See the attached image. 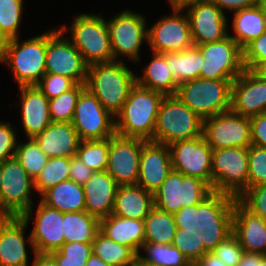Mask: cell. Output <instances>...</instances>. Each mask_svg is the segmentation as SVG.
<instances>
[{
    "instance_id": "cell-1",
    "label": "cell",
    "mask_w": 266,
    "mask_h": 266,
    "mask_svg": "<svg viewBox=\"0 0 266 266\" xmlns=\"http://www.w3.org/2000/svg\"><path fill=\"white\" fill-rule=\"evenodd\" d=\"M165 95L135 84L122 110L115 116L116 134L152 141L160 104Z\"/></svg>"
},
{
    "instance_id": "cell-2",
    "label": "cell",
    "mask_w": 266,
    "mask_h": 266,
    "mask_svg": "<svg viewBox=\"0 0 266 266\" xmlns=\"http://www.w3.org/2000/svg\"><path fill=\"white\" fill-rule=\"evenodd\" d=\"M135 76L123 59L98 63L87 67L85 86L115 117L136 84Z\"/></svg>"
},
{
    "instance_id": "cell-3",
    "label": "cell",
    "mask_w": 266,
    "mask_h": 266,
    "mask_svg": "<svg viewBox=\"0 0 266 266\" xmlns=\"http://www.w3.org/2000/svg\"><path fill=\"white\" fill-rule=\"evenodd\" d=\"M72 26H60L65 34L68 30L71 37L67 38L81 53L87 66L114 61L107 22L103 16L82 13L75 15Z\"/></svg>"
},
{
    "instance_id": "cell-4",
    "label": "cell",
    "mask_w": 266,
    "mask_h": 266,
    "mask_svg": "<svg viewBox=\"0 0 266 266\" xmlns=\"http://www.w3.org/2000/svg\"><path fill=\"white\" fill-rule=\"evenodd\" d=\"M47 32L20 42L10 39L0 62L14 74L17 86L37 85L46 73Z\"/></svg>"
},
{
    "instance_id": "cell-5",
    "label": "cell",
    "mask_w": 266,
    "mask_h": 266,
    "mask_svg": "<svg viewBox=\"0 0 266 266\" xmlns=\"http://www.w3.org/2000/svg\"><path fill=\"white\" fill-rule=\"evenodd\" d=\"M202 129L203 119L176 95H169L160 104L152 141L169 146L202 136Z\"/></svg>"
},
{
    "instance_id": "cell-6",
    "label": "cell",
    "mask_w": 266,
    "mask_h": 266,
    "mask_svg": "<svg viewBox=\"0 0 266 266\" xmlns=\"http://www.w3.org/2000/svg\"><path fill=\"white\" fill-rule=\"evenodd\" d=\"M232 83L228 79L197 78L179 84L176 96L205 119L231 110Z\"/></svg>"
},
{
    "instance_id": "cell-7",
    "label": "cell",
    "mask_w": 266,
    "mask_h": 266,
    "mask_svg": "<svg viewBox=\"0 0 266 266\" xmlns=\"http://www.w3.org/2000/svg\"><path fill=\"white\" fill-rule=\"evenodd\" d=\"M235 200L231 195L212 191L197 204L195 226L202 232L201 240L209 252L232 234Z\"/></svg>"
},
{
    "instance_id": "cell-8",
    "label": "cell",
    "mask_w": 266,
    "mask_h": 266,
    "mask_svg": "<svg viewBox=\"0 0 266 266\" xmlns=\"http://www.w3.org/2000/svg\"><path fill=\"white\" fill-rule=\"evenodd\" d=\"M248 148H222L212 153V191L238 199L248 189Z\"/></svg>"
},
{
    "instance_id": "cell-9",
    "label": "cell",
    "mask_w": 266,
    "mask_h": 266,
    "mask_svg": "<svg viewBox=\"0 0 266 266\" xmlns=\"http://www.w3.org/2000/svg\"><path fill=\"white\" fill-rule=\"evenodd\" d=\"M2 171L0 217H22L34 205V179L15 157L2 162Z\"/></svg>"
},
{
    "instance_id": "cell-10",
    "label": "cell",
    "mask_w": 266,
    "mask_h": 266,
    "mask_svg": "<svg viewBox=\"0 0 266 266\" xmlns=\"http://www.w3.org/2000/svg\"><path fill=\"white\" fill-rule=\"evenodd\" d=\"M212 192L203 180L172 170L154 193V205L170 214L198 204Z\"/></svg>"
},
{
    "instance_id": "cell-11",
    "label": "cell",
    "mask_w": 266,
    "mask_h": 266,
    "mask_svg": "<svg viewBox=\"0 0 266 266\" xmlns=\"http://www.w3.org/2000/svg\"><path fill=\"white\" fill-rule=\"evenodd\" d=\"M145 18L140 13L124 9L111 20H106L114 60L120 61L118 57L124 56L123 59L139 61L141 46L148 41Z\"/></svg>"
},
{
    "instance_id": "cell-12",
    "label": "cell",
    "mask_w": 266,
    "mask_h": 266,
    "mask_svg": "<svg viewBox=\"0 0 266 266\" xmlns=\"http://www.w3.org/2000/svg\"><path fill=\"white\" fill-rule=\"evenodd\" d=\"M203 56L201 78L234 81L243 71V50L229 35L223 40L197 45Z\"/></svg>"
},
{
    "instance_id": "cell-13",
    "label": "cell",
    "mask_w": 266,
    "mask_h": 266,
    "mask_svg": "<svg viewBox=\"0 0 266 266\" xmlns=\"http://www.w3.org/2000/svg\"><path fill=\"white\" fill-rule=\"evenodd\" d=\"M71 123L81 141L103 140L116 134L115 117L87 88L78 97Z\"/></svg>"
},
{
    "instance_id": "cell-14",
    "label": "cell",
    "mask_w": 266,
    "mask_h": 266,
    "mask_svg": "<svg viewBox=\"0 0 266 266\" xmlns=\"http://www.w3.org/2000/svg\"><path fill=\"white\" fill-rule=\"evenodd\" d=\"M202 136L213 149L248 148L252 144L250 118L231 110L203 119Z\"/></svg>"
},
{
    "instance_id": "cell-15",
    "label": "cell",
    "mask_w": 266,
    "mask_h": 266,
    "mask_svg": "<svg viewBox=\"0 0 266 266\" xmlns=\"http://www.w3.org/2000/svg\"><path fill=\"white\" fill-rule=\"evenodd\" d=\"M64 35L57 27L47 32L46 73L59 74L77 84H85L88 66L81 53Z\"/></svg>"
},
{
    "instance_id": "cell-16",
    "label": "cell",
    "mask_w": 266,
    "mask_h": 266,
    "mask_svg": "<svg viewBox=\"0 0 266 266\" xmlns=\"http://www.w3.org/2000/svg\"><path fill=\"white\" fill-rule=\"evenodd\" d=\"M37 209L33 205L22 216V219L29 223L34 220L33 229L28 236V243L34 254H50L57 251L64 243L63 235V212L48 207L41 201L37 204ZM35 211V217L32 212Z\"/></svg>"
},
{
    "instance_id": "cell-17",
    "label": "cell",
    "mask_w": 266,
    "mask_h": 266,
    "mask_svg": "<svg viewBox=\"0 0 266 266\" xmlns=\"http://www.w3.org/2000/svg\"><path fill=\"white\" fill-rule=\"evenodd\" d=\"M172 9L173 14L160 17L148 28V45L154 53L181 52L192 47L190 22L186 12Z\"/></svg>"
},
{
    "instance_id": "cell-18",
    "label": "cell",
    "mask_w": 266,
    "mask_h": 266,
    "mask_svg": "<svg viewBox=\"0 0 266 266\" xmlns=\"http://www.w3.org/2000/svg\"><path fill=\"white\" fill-rule=\"evenodd\" d=\"M172 169L183 175L197 177L212 189V153L203 136L180 140L169 145Z\"/></svg>"
},
{
    "instance_id": "cell-19",
    "label": "cell",
    "mask_w": 266,
    "mask_h": 266,
    "mask_svg": "<svg viewBox=\"0 0 266 266\" xmlns=\"http://www.w3.org/2000/svg\"><path fill=\"white\" fill-rule=\"evenodd\" d=\"M145 140L117 134L109 138L106 171L120 185H135L139 175L140 156Z\"/></svg>"
},
{
    "instance_id": "cell-20",
    "label": "cell",
    "mask_w": 266,
    "mask_h": 266,
    "mask_svg": "<svg viewBox=\"0 0 266 266\" xmlns=\"http://www.w3.org/2000/svg\"><path fill=\"white\" fill-rule=\"evenodd\" d=\"M195 46L223 40L228 36L227 16L211 1L205 0L184 9Z\"/></svg>"
},
{
    "instance_id": "cell-21",
    "label": "cell",
    "mask_w": 266,
    "mask_h": 266,
    "mask_svg": "<svg viewBox=\"0 0 266 266\" xmlns=\"http://www.w3.org/2000/svg\"><path fill=\"white\" fill-rule=\"evenodd\" d=\"M231 111L248 118L266 112V80L244 69L232 83Z\"/></svg>"
},
{
    "instance_id": "cell-22",
    "label": "cell",
    "mask_w": 266,
    "mask_h": 266,
    "mask_svg": "<svg viewBox=\"0 0 266 266\" xmlns=\"http://www.w3.org/2000/svg\"><path fill=\"white\" fill-rule=\"evenodd\" d=\"M172 170L169 146L146 141L141 151L137 185L154 194Z\"/></svg>"
},
{
    "instance_id": "cell-23",
    "label": "cell",
    "mask_w": 266,
    "mask_h": 266,
    "mask_svg": "<svg viewBox=\"0 0 266 266\" xmlns=\"http://www.w3.org/2000/svg\"><path fill=\"white\" fill-rule=\"evenodd\" d=\"M232 234L246 253L266 256V219L249 211L238 199L233 208Z\"/></svg>"
},
{
    "instance_id": "cell-24",
    "label": "cell",
    "mask_w": 266,
    "mask_h": 266,
    "mask_svg": "<svg viewBox=\"0 0 266 266\" xmlns=\"http://www.w3.org/2000/svg\"><path fill=\"white\" fill-rule=\"evenodd\" d=\"M22 217H0V266H28Z\"/></svg>"
},
{
    "instance_id": "cell-25",
    "label": "cell",
    "mask_w": 266,
    "mask_h": 266,
    "mask_svg": "<svg viewBox=\"0 0 266 266\" xmlns=\"http://www.w3.org/2000/svg\"><path fill=\"white\" fill-rule=\"evenodd\" d=\"M20 115L23 130L28 138H35L52 122L49 113V99L37 87L20 86Z\"/></svg>"
},
{
    "instance_id": "cell-26",
    "label": "cell",
    "mask_w": 266,
    "mask_h": 266,
    "mask_svg": "<svg viewBox=\"0 0 266 266\" xmlns=\"http://www.w3.org/2000/svg\"><path fill=\"white\" fill-rule=\"evenodd\" d=\"M118 186L107 171L94 172L83 185L85 211L99 220L112 214Z\"/></svg>"
},
{
    "instance_id": "cell-27",
    "label": "cell",
    "mask_w": 266,
    "mask_h": 266,
    "mask_svg": "<svg viewBox=\"0 0 266 266\" xmlns=\"http://www.w3.org/2000/svg\"><path fill=\"white\" fill-rule=\"evenodd\" d=\"M34 140L48 158L76 156L81 141L71 122H51Z\"/></svg>"
},
{
    "instance_id": "cell-28",
    "label": "cell",
    "mask_w": 266,
    "mask_h": 266,
    "mask_svg": "<svg viewBox=\"0 0 266 266\" xmlns=\"http://www.w3.org/2000/svg\"><path fill=\"white\" fill-rule=\"evenodd\" d=\"M154 206V194L139 185L118 186L112 214L137 220H144Z\"/></svg>"
},
{
    "instance_id": "cell-29",
    "label": "cell",
    "mask_w": 266,
    "mask_h": 266,
    "mask_svg": "<svg viewBox=\"0 0 266 266\" xmlns=\"http://www.w3.org/2000/svg\"><path fill=\"white\" fill-rule=\"evenodd\" d=\"M100 231L113 241L132 248L137 254L144 244V220L110 214L100 220Z\"/></svg>"
},
{
    "instance_id": "cell-30",
    "label": "cell",
    "mask_w": 266,
    "mask_h": 266,
    "mask_svg": "<svg viewBox=\"0 0 266 266\" xmlns=\"http://www.w3.org/2000/svg\"><path fill=\"white\" fill-rule=\"evenodd\" d=\"M232 29L234 35H228L243 50L250 42L266 32V4L245 8L233 13Z\"/></svg>"
},
{
    "instance_id": "cell-31",
    "label": "cell",
    "mask_w": 266,
    "mask_h": 266,
    "mask_svg": "<svg viewBox=\"0 0 266 266\" xmlns=\"http://www.w3.org/2000/svg\"><path fill=\"white\" fill-rule=\"evenodd\" d=\"M41 195L38 201L63 213L85 211L83 186L70 179L48 188Z\"/></svg>"
},
{
    "instance_id": "cell-32",
    "label": "cell",
    "mask_w": 266,
    "mask_h": 266,
    "mask_svg": "<svg viewBox=\"0 0 266 266\" xmlns=\"http://www.w3.org/2000/svg\"><path fill=\"white\" fill-rule=\"evenodd\" d=\"M151 61L145 66L143 75H136V84L164 94L176 95L178 84L171 75L170 67L163 54L152 52Z\"/></svg>"
},
{
    "instance_id": "cell-33",
    "label": "cell",
    "mask_w": 266,
    "mask_h": 266,
    "mask_svg": "<svg viewBox=\"0 0 266 266\" xmlns=\"http://www.w3.org/2000/svg\"><path fill=\"white\" fill-rule=\"evenodd\" d=\"M170 67V72L177 84L201 78L203 56L195 45L181 52L163 54Z\"/></svg>"
},
{
    "instance_id": "cell-34",
    "label": "cell",
    "mask_w": 266,
    "mask_h": 266,
    "mask_svg": "<svg viewBox=\"0 0 266 266\" xmlns=\"http://www.w3.org/2000/svg\"><path fill=\"white\" fill-rule=\"evenodd\" d=\"M99 230L100 220L86 211L63 213L65 243H92Z\"/></svg>"
},
{
    "instance_id": "cell-35",
    "label": "cell",
    "mask_w": 266,
    "mask_h": 266,
    "mask_svg": "<svg viewBox=\"0 0 266 266\" xmlns=\"http://www.w3.org/2000/svg\"><path fill=\"white\" fill-rule=\"evenodd\" d=\"M144 229V243L171 245L177 226L173 214L165 212L154 205L144 219Z\"/></svg>"
},
{
    "instance_id": "cell-36",
    "label": "cell",
    "mask_w": 266,
    "mask_h": 266,
    "mask_svg": "<svg viewBox=\"0 0 266 266\" xmlns=\"http://www.w3.org/2000/svg\"><path fill=\"white\" fill-rule=\"evenodd\" d=\"M92 253L110 266H131L138 256L132 248L113 241L100 230L92 241Z\"/></svg>"
},
{
    "instance_id": "cell-37",
    "label": "cell",
    "mask_w": 266,
    "mask_h": 266,
    "mask_svg": "<svg viewBox=\"0 0 266 266\" xmlns=\"http://www.w3.org/2000/svg\"><path fill=\"white\" fill-rule=\"evenodd\" d=\"M146 252V255L138 254V257L147 263L157 266H192L184 257L181 251L175 246L144 243L140 252Z\"/></svg>"
},
{
    "instance_id": "cell-38",
    "label": "cell",
    "mask_w": 266,
    "mask_h": 266,
    "mask_svg": "<svg viewBox=\"0 0 266 266\" xmlns=\"http://www.w3.org/2000/svg\"><path fill=\"white\" fill-rule=\"evenodd\" d=\"M71 158H49L40 174L34 180L35 191L41 195L48 188L69 180Z\"/></svg>"
},
{
    "instance_id": "cell-39",
    "label": "cell",
    "mask_w": 266,
    "mask_h": 266,
    "mask_svg": "<svg viewBox=\"0 0 266 266\" xmlns=\"http://www.w3.org/2000/svg\"><path fill=\"white\" fill-rule=\"evenodd\" d=\"M27 141L17 143L14 157L20 162L28 175L35 180L49 158L34 138H28Z\"/></svg>"
},
{
    "instance_id": "cell-40",
    "label": "cell",
    "mask_w": 266,
    "mask_h": 266,
    "mask_svg": "<svg viewBox=\"0 0 266 266\" xmlns=\"http://www.w3.org/2000/svg\"><path fill=\"white\" fill-rule=\"evenodd\" d=\"M109 153V138L80 141L77 155L94 172L106 171Z\"/></svg>"
},
{
    "instance_id": "cell-41",
    "label": "cell",
    "mask_w": 266,
    "mask_h": 266,
    "mask_svg": "<svg viewBox=\"0 0 266 266\" xmlns=\"http://www.w3.org/2000/svg\"><path fill=\"white\" fill-rule=\"evenodd\" d=\"M85 84H77L73 89L49 100V113L52 122H72L74 110Z\"/></svg>"
},
{
    "instance_id": "cell-42",
    "label": "cell",
    "mask_w": 266,
    "mask_h": 266,
    "mask_svg": "<svg viewBox=\"0 0 266 266\" xmlns=\"http://www.w3.org/2000/svg\"><path fill=\"white\" fill-rule=\"evenodd\" d=\"M92 254V243L66 242L50 255L59 266H86Z\"/></svg>"
},
{
    "instance_id": "cell-43",
    "label": "cell",
    "mask_w": 266,
    "mask_h": 266,
    "mask_svg": "<svg viewBox=\"0 0 266 266\" xmlns=\"http://www.w3.org/2000/svg\"><path fill=\"white\" fill-rule=\"evenodd\" d=\"M23 3V0H0V29L9 40L21 34Z\"/></svg>"
},
{
    "instance_id": "cell-44",
    "label": "cell",
    "mask_w": 266,
    "mask_h": 266,
    "mask_svg": "<svg viewBox=\"0 0 266 266\" xmlns=\"http://www.w3.org/2000/svg\"><path fill=\"white\" fill-rule=\"evenodd\" d=\"M201 239L202 232L200 231L193 235L184 229L177 228L172 245L178 248L188 262L193 265L209 252Z\"/></svg>"
},
{
    "instance_id": "cell-45",
    "label": "cell",
    "mask_w": 266,
    "mask_h": 266,
    "mask_svg": "<svg viewBox=\"0 0 266 266\" xmlns=\"http://www.w3.org/2000/svg\"><path fill=\"white\" fill-rule=\"evenodd\" d=\"M248 189L266 183V149L251 144L248 147Z\"/></svg>"
},
{
    "instance_id": "cell-46",
    "label": "cell",
    "mask_w": 266,
    "mask_h": 266,
    "mask_svg": "<svg viewBox=\"0 0 266 266\" xmlns=\"http://www.w3.org/2000/svg\"><path fill=\"white\" fill-rule=\"evenodd\" d=\"M77 83L59 74L45 73L37 87L50 100L73 89Z\"/></svg>"
},
{
    "instance_id": "cell-47",
    "label": "cell",
    "mask_w": 266,
    "mask_h": 266,
    "mask_svg": "<svg viewBox=\"0 0 266 266\" xmlns=\"http://www.w3.org/2000/svg\"><path fill=\"white\" fill-rule=\"evenodd\" d=\"M238 200L249 211L266 219V183L247 189Z\"/></svg>"
},
{
    "instance_id": "cell-48",
    "label": "cell",
    "mask_w": 266,
    "mask_h": 266,
    "mask_svg": "<svg viewBox=\"0 0 266 266\" xmlns=\"http://www.w3.org/2000/svg\"><path fill=\"white\" fill-rule=\"evenodd\" d=\"M212 252L221 258L226 266H238L245 251L239 244L238 239L230 234Z\"/></svg>"
},
{
    "instance_id": "cell-49",
    "label": "cell",
    "mask_w": 266,
    "mask_h": 266,
    "mask_svg": "<svg viewBox=\"0 0 266 266\" xmlns=\"http://www.w3.org/2000/svg\"><path fill=\"white\" fill-rule=\"evenodd\" d=\"M266 60V32L243 49V65L251 69L257 62Z\"/></svg>"
},
{
    "instance_id": "cell-50",
    "label": "cell",
    "mask_w": 266,
    "mask_h": 266,
    "mask_svg": "<svg viewBox=\"0 0 266 266\" xmlns=\"http://www.w3.org/2000/svg\"><path fill=\"white\" fill-rule=\"evenodd\" d=\"M16 130L11 123L0 121V162L14 157L18 141Z\"/></svg>"
},
{
    "instance_id": "cell-51",
    "label": "cell",
    "mask_w": 266,
    "mask_h": 266,
    "mask_svg": "<svg viewBox=\"0 0 266 266\" xmlns=\"http://www.w3.org/2000/svg\"><path fill=\"white\" fill-rule=\"evenodd\" d=\"M196 210L197 204L189 207H183L175 213L174 218L177 228L184 229L186 232L195 235L198 232L195 226Z\"/></svg>"
},
{
    "instance_id": "cell-52",
    "label": "cell",
    "mask_w": 266,
    "mask_h": 266,
    "mask_svg": "<svg viewBox=\"0 0 266 266\" xmlns=\"http://www.w3.org/2000/svg\"><path fill=\"white\" fill-rule=\"evenodd\" d=\"M252 144L266 149V112L251 117Z\"/></svg>"
},
{
    "instance_id": "cell-53",
    "label": "cell",
    "mask_w": 266,
    "mask_h": 266,
    "mask_svg": "<svg viewBox=\"0 0 266 266\" xmlns=\"http://www.w3.org/2000/svg\"><path fill=\"white\" fill-rule=\"evenodd\" d=\"M94 171L89 169L78 156L71 157L69 179L79 185H84L92 177Z\"/></svg>"
},
{
    "instance_id": "cell-54",
    "label": "cell",
    "mask_w": 266,
    "mask_h": 266,
    "mask_svg": "<svg viewBox=\"0 0 266 266\" xmlns=\"http://www.w3.org/2000/svg\"><path fill=\"white\" fill-rule=\"evenodd\" d=\"M224 14V10L236 12L258 5L260 0H211Z\"/></svg>"
},
{
    "instance_id": "cell-55",
    "label": "cell",
    "mask_w": 266,
    "mask_h": 266,
    "mask_svg": "<svg viewBox=\"0 0 266 266\" xmlns=\"http://www.w3.org/2000/svg\"><path fill=\"white\" fill-rule=\"evenodd\" d=\"M192 266H226L213 252H207Z\"/></svg>"
},
{
    "instance_id": "cell-56",
    "label": "cell",
    "mask_w": 266,
    "mask_h": 266,
    "mask_svg": "<svg viewBox=\"0 0 266 266\" xmlns=\"http://www.w3.org/2000/svg\"><path fill=\"white\" fill-rule=\"evenodd\" d=\"M33 256L34 261L31 266H59L50 254H34Z\"/></svg>"
},
{
    "instance_id": "cell-57",
    "label": "cell",
    "mask_w": 266,
    "mask_h": 266,
    "mask_svg": "<svg viewBox=\"0 0 266 266\" xmlns=\"http://www.w3.org/2000/svg\"><path fill=\"white\" fill-rule=\"evenodd\" d=\"M201 1L205 0H168L171 9H181V10H184L188 6L199 3Z\"/></svg>"
},
{
    "instance_id": "cell-58",
    "label": "cell",
    "mask_w": 266,
    "mask_h": 266,
    "mask_svg": "<svg viewBox=\"0 0 266 266\" xmlns=\"http://www.w3.org/2000/svg\"><path fill=\"white\" fill-rule=\"evenodd\" d=\"M250 71L258 78L266 80V60L257 62Z\"/></svg>"
},
{
    "instance_id": "cell-59",
    "label": "cell",
    "mask_w": 266,
    "mask_h": 266,
    "mask_svg": "<svg viewBox=\"0 0 266 266\" xmlns=\"http://www.w3.org/2000/svg\"><path fill=\"white\" fill-rule=\"evenodd\" d=\"M238 266H254V253L244 252Z\"/></svg>"
},
{
    "instance_id": "cell-60",
    "label": "cell",
    "mask_w": 266,
    "mask_h": 266,
    "mask_svg": "<svg viewBox=\"0 0 266 266\" xmlns=\"http://www.w3.org/2000/svg\"><path fill=\"white\" fill-rule=\"evenodd\" d=\"M86 266H110V265L106 264L102 259H100L98 256L92 253L86 262Z\"/></svg>"
},
{
    "instance_id": "cell-61",
    "label": "cell",
    "mask_w": 266,
    "mask_h": 266,
    "mask_svg": "<svg viewBox=\"0 0 266 266\" xmlns=\"http://www.w3.org/2000/svg\"><path fill=\"white\" fill-rule=\"evenodd\" d=\"M8 42H9V39L5 36V34L0 29V58L2 57Z\"/></svg>"
},
{
    "instance_id": "cell-62",
    "label": "cell",
    "mask_w": 266,
    "mask_h": 266,
    "mask_svg": "<svg viewBox=\"0 0 266 266\" xmlns=\"http://www.w3.org/2000/svg\"><path fill=\"white\" fill-rule=\"evenodd\" d=\"M254 266H266V256L254 253Z\"/></svg>"
},
{
    "instance_id": "cell-63",
    "label": "cell",
    "mask_w": 266,
    "mask_h": 266,
    "mask_svg": "<svg viewBox=\"0 0 266 266\" xmlns=\"http://www.w3.org/2000/svg\"><path fill=\"white\" fill-rule=\"evenodd\" d=\"M131 266H157L150 263H147L145 261H142L138 256L135 260V262Z\"/></svg>"
},
{
    "instance_id": "cell-64",
    "label": "cell",
    "mask_w": 266,
    "mask_h": 266,
    "mask_svg": "<svg viewBox=\"0 0 266 266\" xmlns=\"http://www.w3.org/2000/svg\"><path fill=\"white\" fill-rule=\"evenodd\" d=\"M2 174H3V171H2V162H0V191H1V186H2Z\"/></svg>"
},
{
    "instance_id": "cell-65",
    "label": "cell",
    "mask_w": 266,
    "mask_h": 266,
    "mask_svg": "<svg viewBox=\"0 0 266 266\" xmlns=\"http://www.w3.org/2000/svg\"><path fill=\"white\" fill-rule=\"evenodd\" d=\"M260 2H262V3H265V4H266V0H260Z\"/></svg>"
}]
</instances>
